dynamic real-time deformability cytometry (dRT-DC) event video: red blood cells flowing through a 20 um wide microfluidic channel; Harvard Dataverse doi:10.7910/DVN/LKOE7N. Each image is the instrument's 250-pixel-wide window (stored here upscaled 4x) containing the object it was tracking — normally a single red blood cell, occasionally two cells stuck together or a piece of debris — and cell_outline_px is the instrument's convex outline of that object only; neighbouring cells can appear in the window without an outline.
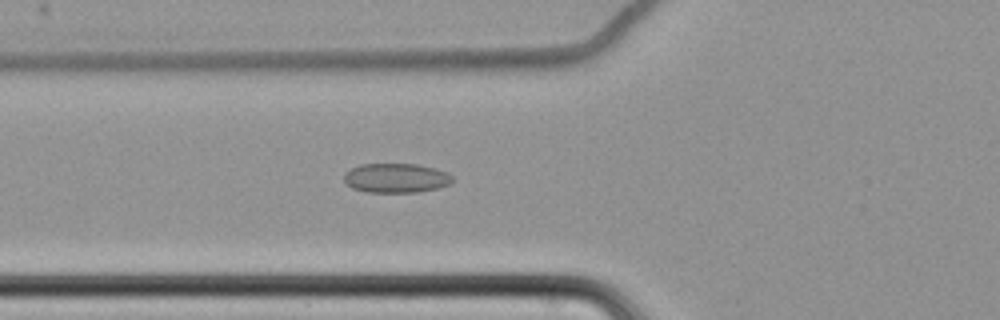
{"species": "common noctule bat (a hibernating species)", "species_latin": "Nyctalus noctula", "temperature_condition": "cold", "stored_images_in_passage": 39, "camera_frame_rate_fps": 3000, "um_per_image_px": 0.085, "animal": {"sex": "female", "body_mass_g": 22.7, "forearm_length_mm": 54.2}, "frame": {"image": 1, "passage_image": 6, "time_ms": 1.667, "image_size_px": [1000, 320], "cell_outline_px": [[452, 180], [448, 184], [436, 188], [416, 192], [368, 192], [352, 188], [344, 180], [344, 172], [360, 164], [416, 164], [436, 168], [448, 172], [452, 176]], "centroid_in_image_um": [33.65, 15.12], "position_along_channel_um": 92.2, "area_um2": 18.5}}
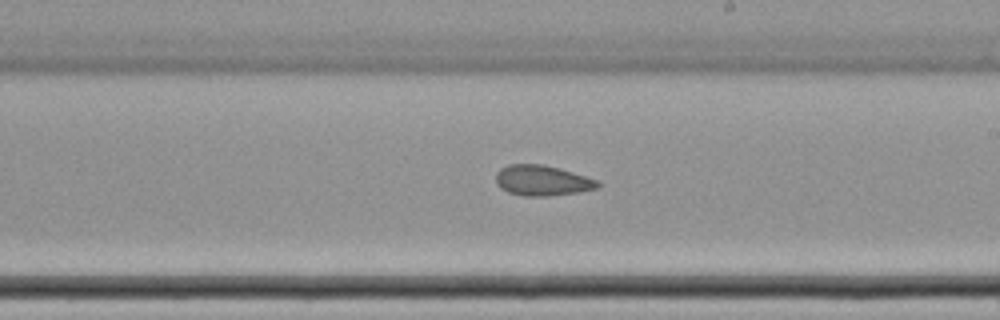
{"frame": {"image": 2, "passage_image": 19, "time_ms": 6.0, "image_size_px": [1000, 320], "cell_outline_px": [[600, 184], [596, 188], [576, 192], [548, 196], [524, 196], [508, 192], [500, 188], [496, 184], [496, 172], [500, 168], [508, 164], [544, 164], [560, 168], [596, 180]], "centroid_in_image_um": [46.02, 15.33], "position_along_channel_um": 243.0, "area_um2": 17.98}}
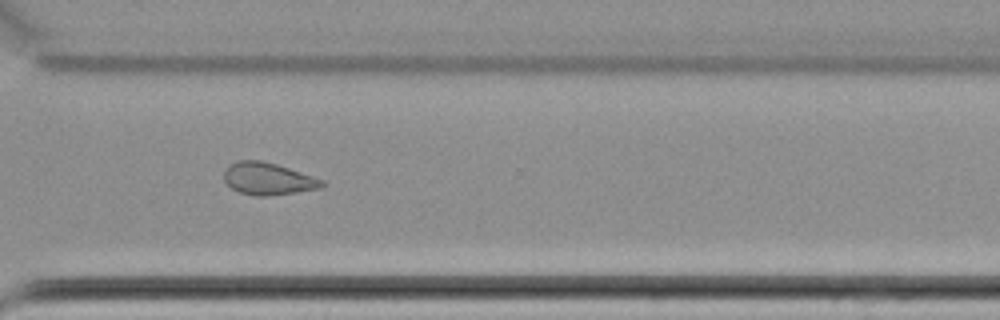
{"frame": {"image": 3, "passage_image": 28, "time_ms": 9.0, "image_size_px": [1000, 320], "cell_outline_px": [[328, 184], [320, 188], [296, 192], [268, 196], [256, 196], [240, 192], [232, 188], [224, 180], [224, 168], [228, 164], [236, 160], [260, 160], [276, 164], [324, 180]], "centroid_in_image_um": [22.76, 15.19], "position_along_channel_um": 347.8, "area_um2": 18.44}, "authors_computed_cell_mechanics": {"area_um2": 18.4382, "velocity_mm_per_s": 3.4751, "shape_relaxation_time_tau1_ms": null, "shape_relaxation_time_tau2_ms": 4.6932, "deformation_change_tau1": null, "deformation_change_tau2": 0.0991}}